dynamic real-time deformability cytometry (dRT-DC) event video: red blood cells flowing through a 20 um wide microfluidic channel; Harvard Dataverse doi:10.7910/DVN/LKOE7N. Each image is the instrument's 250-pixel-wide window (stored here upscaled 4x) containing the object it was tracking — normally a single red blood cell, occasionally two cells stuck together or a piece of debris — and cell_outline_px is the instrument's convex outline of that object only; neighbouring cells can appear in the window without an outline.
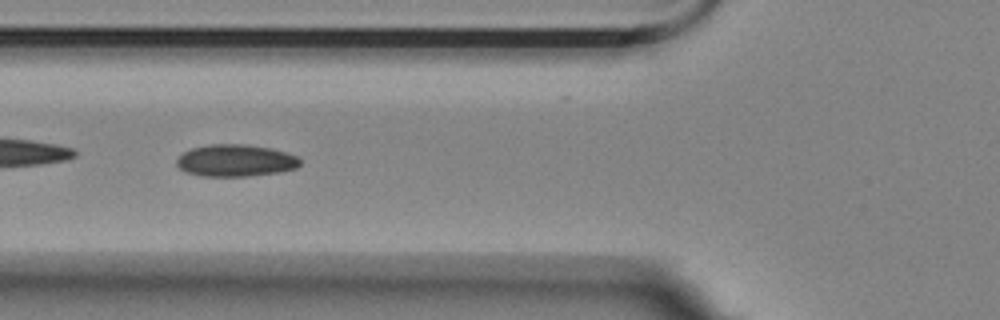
{"species": "Egyptian fruit bat (a non-hibernating species)", "species_latin": "Rousettus aegyptiacus", "temperature_condition": "room temperature", "stored_images_in_passage": 15, "segment_of_instrument_passage": [1, 2], "camera_frame_rate_fps": 3000, "um_per_image_px": 0.085, "animal": {"sex": "female"}, "frame": {"image": 1, "passage_image": 5, "time_ms": 1.333, "image_size_px": [1000, 320], "cell_outline_px": [[300, 164], [296, 168], [276, 172], [248, 176], [200, 176], [184, 172], [176, 164], [176, 160], [184, 152], [192, 148], [208, 144], [244, 144], [272, 148], [296, 156], [300, 160]], "centroid_in_image_um": [19.98, 13.64], "position_along_channel_um": 105.8, "area_um2": 22.95}}
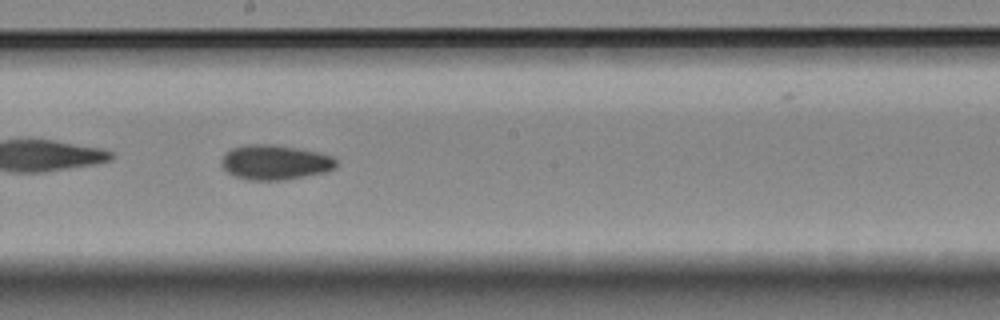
{"frame": {"image": 2, "passage_image": 8, "time_ms": 2.333, "image_size_px": [1000, 320], "cell_outline_px": [[336, 168], [324, 172], [284, 180], [248, 180], [236, 176], [228, 172], [224, 168], [224, 152], [232, 148], [244, 144], [276, 144], [316, 152], [332, 156], [336, 160]], "centroid_in_image_um": [23.38, 13.79], "position_along_channel_um": 224.8, "area_um2": 23.06}}
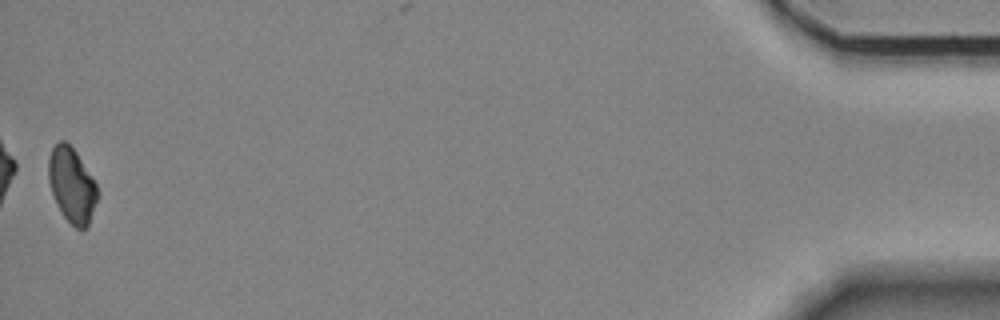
{"frame": {"image": 3, "passage_image": 14, "time_ms": 4.333, "image_size_px": [1000, 320], "cell_outline_px": [[100, 192], [88, 228], [76, 228], [64, 216], [52, 192], [48, 180], [48, 160], [52, 148], [60, 140], [64, 140], [76, 152], [96, 184]], "centroid_in_image_um": [6.13, 15.74], "position_along_channel_um": 429.1, "area_um2": 21.1}}